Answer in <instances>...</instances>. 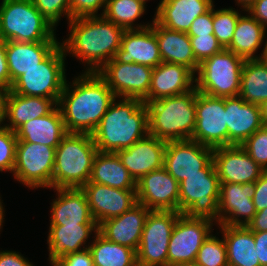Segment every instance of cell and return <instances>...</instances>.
I'll return each instance as SVG.
<instances>
[{"label": "cell", "instance_id": "obj_24", "mask_svg": "<svg viewBox=\"0 0 267 266\" xmlns=\"http://www.w3.org/2000/svg\"><path fill=\"white\" fill-rule=\"evenodd\" d=\"M51 204L50 226L98 225L81 188H56Z\"/></svg>", "mask_w": 267, "mask_h": 266}, {"label": "cell", "instance_id": "obj_43", "mask_svg": "<svg viewBox=\"0 0 267 266\" xmlns=\"http://www.w3.org/2000/svg\"><path fill=\"white\" fill-rule=\"evenodd\" d=\"M189 37L195 59L199 63L224 49L214 35H199Z\"/></svg>", "mask_w": 267, "mask_h": 266}, {"label": "cell", "instance_id": "obj_12", "mask_svg": "<svg viewBox=\"0 0 267 266\" xmlns=\"http://www.w3.org/2000/svg\"><path fill=\"white\" fill-rule=\"evenodd\" d=\"M213 151L193 140L167 142L164 168L178 183L193 174H211L215 170Z\"/></svg>", "mask_w": 267, "mask_h": 266}, {"label": "cell", "instance_id": "obj_23", "mask_svg": "<svg viewBox=\"0 0 267 266\" xmlns=\"http://www.w3.org/2000/svg\"><path fill=\"white\" fill-rule=\"evenodd\" d=\"M228 146L242 143L263 126L260 105L245 102L240 96L225 98Z\"/></svg>", "mask_w": 267, "mask_h": 266}, {"label": "cell", "instance_id": "obj_15", "mask_svg": "<svg viewBox=\"0 0 267 266\" xmlns=\"http://www.w3.org/2000/svg\"><path fill=\"white\" fill-rule=\"evenodd\" d=\"M190 140L213 149L228 146L225 98L209 96L196 89V122Z\"/></svg>", "mask_w": 267, "mask_h": 266}, {"label": "cell", "instance_id": "obj_10", "mask_svg": "<svg viewBox=\"0 0 267 266\" xmlns=\"http://www.w3.org/2000/svg\"><path fill=\"white\" fill-rule=\"evenodd\" d=\"M180 214L172 210H150L136 252L138 266H168V245Z\"/></svg>", "mask_w": 267, "mask_h": 266}, {"label": "cell", "instance_id": "obj_32", "mask_svg": "<svg viewBox=\"0 0 267 266\" xmlns=\"http://www.w3.org/2000/svg\"><path fill=\"white\" fill-rule=\"evenodd\" d=\"M57 107L50 98L19 95L11 92L7 101L5 127L15 132L20 126L35 118L48 115Z\"/></svg>", "mask_w": 267, "mask_h": 266}, {"label": "cell", "instance_id": "obj_26", "mask_svg": "<svg viewBox=\"0 0 267 266\" xmlns=\"http://www.w3.org/2000/svg\"><path fill=\"white\" fill-rule=\"evenodd\" d=\"M154 20L163 27L187 33L192 22L213 7V0H161Z\"/></svg>", "mask_w": 267, "mask_h": 266}, {"label": "cell", "instance_id": "obj_7", "mask_svg": "<svg viewBox=\"0 0 267 266\" xmlns=\"http://www.w3.org/2000/svg\"><path fill=\"white\" fill-rule=\"evenodd\" d=\"M244 61L226 48L204 59L195 77L197 91L220 98L239 96Z\"/></svg>", "mask_w": 267, "mask_h": 266}, {"label": "cell", "instance_id": "obj_48", "mask_svg": "<svg viewBox=\"0 0 267 266\" xmlns=\"http://www.w3.org/2000/svg\"><path fill=\"white\" fill-rule=\"evenodd\" d=\"M0 266H34L27 258L19 252L0 251Z\"/></svg>", "mask_w": 267, "mask_h": 266}, {"label": "cell", "instance_id": "obj_19", "mask_svg": "<svg viewBox=\"0 0 267 266\" xmlns=\"http://www.w3.org/2000/svg\"><path fill=\"white\" fill-rule=\"evenodd\" d=\"M254 192V183H220L217 225L246 226L256 214Z\"/></svg>", "mask_w": 267, "mask_h": 266}, {"label": "cell", "instance_id": "obj_33", "mask_svg": "<svg viewBox=\"0 0 267 266\" xmlns=\"http://www.w3.org/2000/svg\"><path fill=\"white\" fill-rule=\"evenodd\" d=\"M88 183L104 184L122 190H136L135 180L123 166L118 155L111 152H97Z\"/></svg>", "mask_w": 267, "mask_h": 266}, {"label": "cell", "instance_id": "obj_44", "mask_svg": "<svg viewBox=\"0 0 267 266\" xmlns=\"http://www.w3.org/2000/svg\"><path fill=\"white\" fill-rule=\"evenodd\" d=\"M107 0H70V20L73 18L96 16L98 10L103 8L104 14Z\"/></svg>", "mask_w": 267, "mask_h": 266}, {"label": "cell", "instance_id": "obj_3", "mask_svg": "<svg viewBox=\"0 0 267 266\" xmlns=\"http://www.w3.org/2000/svg\"><path fill=\"white\" fill-rule=\"evenodd\" d=\"M115 99L91 134L99 152L115 153L149 134L148 109L139 99Z\"/></svg>", "mask_w": 267, "mask_h": 266}, {"label": "cell", "instance_id": "obj_4", "mask_svg": "<svg viewBox=\"0 0 267 266\" xmlns=\"http://www.w3.org/2000/svg\"><path fill=\"white\" fill-rule=\"evenodd\" d=\"M145 104L150 135L165 142L191 139L196 122V87L189 92Z\"/></svg>", "mask_w": 267, "mask_h": 266}, {"label": "cell", "instance_id": "obj_37", "mask_svg": "<svg viewBox=\"0 0 267 266\" xmlns=\"http://www.w3.org/2000/svg\"><path fill=\"white\" fill-rule=\"evenodd\" d=\"M145 10L146 4L142 0H107L103 16L124 30L142 29L152 25H134L135 20L140 18Z\"/></svg>", "mask_w": 267, "mask_h": 266}, {"label": "cell", "instance_id": "obj_18", "mask_svg": "<svg viewBox=\"0 0 267 266\" xmlns=\"http://www.w3.org/2000/svg\"><path fill=\"white\" fill-rule=\"evenodd\" d=\"M81 189L98 225L122 215L138 203L136 190H122L99 183H87Z\"/></svg>", "mask_w": 267, "mask_h": 266}, {"label": "cell", "instance_id": "obj_29", "mask_svg": "<svg viewBox=\"0 0 267 266\" xmlns=\"http://www.w3.org/2000/svg\"><path fill=\"white\" fill-rule=\"evenodd\" d=\"M67 133L58 106L48 115L28 121L15 131L18 140L54 148L60 144Z\"/></svg>", "mask_w": 267, "mask_h": 266}, {"label": "cell", "instance_id": "obj_13", "mask_svg": "<svg viewBox=\"0 0 267 266\" xmlns=\"http://www.w3.org/2000/svg\"><path fill=\"white\" fill-rule=\"evenodd\" d=\"M213 221L180 214L168 245V266L194 263L202 243L212 233Z\"/></svg>", "mask_w": 267, "mask_h": 266}, {"label": "cell", "instance_id": "obj_6", "mask_svg": "<svg viewBox=\"0 0 267 266\" xmlns=\"http://www.w3.org/2000/svg\"><path fill=\"white\" fill-rule=\"evenodd\" d=\"M54 28L31 0L0 3V38L4 41H58Z\"/></svg>", "mask_w": 267, "mask_h": 266}, {"label": "cell", "instance_id": "obj_16", "mask_svg": "<svg viewBox=\"0 0 267 266\" xmlns=\"http://www.w3.org/2000/svg\"><path fill=\"white\" fill-rule=\"evenodd\" d=\"M137 201L150 210L179 212V183L164 167L136 182Z\"/></svg>", "mask_w": 267, "mask_h": 266}, {"label": "cell", "instance_id": "obj_58", "mask_svg": "<svg viewBox=\"0 0 267 266\" xmlns=\"http://www.w3.org/2000/svg\"><path fill=\"white\" fill-rule=\"evenodd\" d=\"M175 266H199L195 263H187V264H179V265H175Z\"/></svg>", "mask_w": 267, "mask_h": 266}, {"label": "cell", "instance_id": "obj_51", "mask_svg": "<svg viewBox=\"0 0 267 266\" xmlns=\"http://www.w3.org/2000/svg\"><path fill=\"white\" fill-rule=\"evenodd\" d=\"M0 87L10 89V75L6 58L5 41L0 38Z\"/></svg>", "mask_w": 267, "mask_h": 266}, {"label": "cell", "instance_id": "obj_17", "mask_svg": "<svg viewBox=\"0 0 267 266\" xmlns=\"http://www.w3.org/2000/svg\"><path fill=\"white\" fill-rule=\"evenodd\" d=\"M213 162L220 183H255L264 170L241 146L214 148Z\"/></svg>", "mask_w": 267, "mask_h": 266}, {"label": "cell", "instance_id": "obj_22", "mask_svg": "<svg viewBox=\"0 0 267 266\" xmlns=\"http://www.w3.org/2000/svg\"><path fill=\"white\" fill-rule=\"evenodd\" d=\"M150 209L140 203L118 217L102 221L98 232L107 240L137 252L144 224Z\"/></svg>", "mask_w": 267, "mask_h": 266}, {"label": "cell", "instance_id": "obj_8", "mask_svg": "<svg viewBox=\"0 0 267 266\" xmlns=\"http://www.w3.org/2000/svg\"><path fill=\"white\" fill-rule=\"evenodd\" d=\"M66 56L59 44L38 66L18 77L10 91L19 95L50 98L58 104L66 83Z\"/></svg>", "mask_w": 267, "mask_h": 266}, {"label": "cell", "instance_id": "obj_11", "mask_svg": "<svg viewBox=\"0 0 267 266\" xmlns=\"http://www.w3.org/2000/svg\"><path fill=\"white\" fill-rule=\"evenodd\" d=\"M56 148L17 140L13 176L30 189H53Z\"/></svg>", "mask_w": 267, "mask_h": 266}, {"label": "cell", "instance_id": "obj_5", "mask_svg": "<svg viewBox=\"0 0 267 266\" xmlns=\"http://www.w3.org/2000/svg\"><path fill=\"white\" fill-rule=\"evenodd\" d=\"M97 152L91 134L68 132L56 147L53 189L82 188L87 184Z\"/></svg>", "mask_w": 267, "mask_h": 266}, {"label": "cell", "instance_id": "obj_21", "mask_svg": "<svg viewBox=\"0 0 267 266\" xmlns=\"http://www.w3.org/2000/svg\"><path fill=\"white\" fill-rule=\"evenodd\" d=\"M114 59L121 63H138L152 68L162 63L154 33V19L149 27L125 30Z\"/></svg>", "mask_w": 267, "mask_h": 266}, {"label": "cell", "instance_id": "obj_53", "mask_svg": "<svg viewBox=\"0 0 267 266\" xmlns=\"http://www.w3.org/2000/svg\"><path fill=\"white\" fill-rule=\"evenodd\" d=\"M10 95V89L0 87V127H3V122L7 116V101Z\"/></svg>", "mask_w": 267, "mask_h": 266}, {"label": "cell", "instance_id": "obj_56", "mask_svg": "<svg viewBox=\"0 0 267 266\" xmlns=\"http://www.w3.org/2000/svg\"><path fill=\"white\" fill-rule=\"evenodd\" d=\"M2 203L3 202H1V199H0V229L2 228V225H3L4 213H5Z\"/></svg>", "mask_w": 267, "mask_h": 266}, {"label": "cell", "instance_id": "obj_34", "mask_svg": "<svg viewBox=\"0 0 267 266\" xmlns=\"http://www.w3.org/2000/svg\"><path fill=\"white\" fill-rule=\"evenodd\" d=\"M266 29L250 14L238 18V22L230 45L226 48L244 60L262 59L254 55L263 44Z\"/></svg>", "mask_w": 267, "mask_h": 266}, {"label": "cell", "instance_id": "obj_42", "mask_svg": "<svg viewBox=\"0 0 267 266\" xmlns=\"http://www.w3.org/2000/svg\"><path fill=\"white\" fill-rule=\"evenodd\" d=\"M36 9L47 19V21L57 26L62 15L70 21V0H31Z\"/></svg>", "mask_w": 267, "mask_h": 266}, {"label": "cell", "instance_id": "obj_1", "mask_svg": "<svg viewBox=\"0 0 267 266\" xmlns=\"http://www.w3.org/2000/svg\"><path fill=\"white\" fill-rule=\"evenodd\" d=\"M116 98L97 72L84 71L72 85L66 80L57 106L67 132L92 134Z\"/></svg>", "mask_w": 267, "mask_h": 266}, {"label": "cell", "instance_id": "obj_38", "mask_svg": "<svg viewBox=\"0 0 267 266\" xmlns=\"http://www.w3.org/2000/svg\"><path fill=\"white\" fill-rule=\"evenodd\" d=\"M214 6L215 5H213V34L222 47L227 48L232 41L238 18L241 14L232 7L215 10Z\"/></svg>", "mask_w": 267, "mask_h": 266}, {"label": "cell", "instance_id": "obj_25", "mask_svg": "<svg viewBox=\"0 0 267 266\" xmlns=\"http://www.w3.org/2000/svg\"><path fill=\"white\" fill-rule=\"evenodd\" d=\"M195 74L186 66L162 62L152 70L148 102L191 91Z\"/></svg>", "mask_w": 267, "mask_h": 266}, {"label": "cell", "instance_id": "obj_45", "mask_svg": "<svg viewBox=\"0 0 267 266\" xmlns=\"http://www.w3.org/2000/svg\"><path fill=\"white\" fill-rule=\"evenodd\" d=\"M52 266H94L89 249L68 253L58 258Z\"/></svg>", "mask_w": 267, "mask_h": 266}, {"label": "cell", "instance_id": "obj_28", "mask_svg": "<svg viewBox=\"0 0 267 266\" xmlns=\"http://www.w3.org/2000/svg\"><path fill=\"white\" fill-rule=\"evenodd\" d=\"M154 33L162 62L184 65L194 74L197 73L200 63L195 59L187 33L167 29L155 20Z\"/></svg>", "mask_w": 267, "mask_h": 266}, {"label": "cell", "instance_id": "obj_2", "mask_svg": "<svg viewBox=\"0 0 267 266\" xmlns=\"http://www.w3.org/2000/svg\"><path fill=\"white\" fill-rule=\"evenodd\" d=\"M69 37L60 42L65 54L88 64L86 72H98L114 58L121 45L123 28L103 15L73 18L69 22Z\"/></svg>", "mask_w": 267, "mask_h": 266}, {"label": "cell", "instance_id": "obj_35", "mask_svg": "<svg viewBox=\"0 0 267 266\" xmlns=\"http://www.w3.org/2000/svg\"><path fill=\"white\" fill-rule=\"evenodd\" d=\"M239 96L257 105L267 100V61L264 58L244 61Z\"/></svg>", "mask_w": 267, "mask_h": 266}, {"label": "cell", "instance_id": "obj_54", "mask_svg": "<svg viewBox=\"0 0 267 266\" xmlns=\"http://www.w3.org/2000/svg\"><path fill=\"white\" fill-rule=\"evenodd\" d=\"M260 108L263 125H267V100L260 105Z\"/></svg>", "mask_w": 267, "mask_h": 266}, {"label": "cell", "instance_id": "obj_20", "mask_svg": "<svg viewBox=\"0 0 267 266\" xmlns=\"http://www.w3.org/2000/svg\"><path fill=\"white\" fill-rule=\"evenodd\" d=\"M167 142L148 134L131 147L115 152L131 177L138 182L144 175L164 167Z\"/></svg>", "mask_w": 267, "mask_h": 266}, {"label": "cell", "instance_id": "obj_9", "mask_svg": "<svg viewBox=\"0 0 267 266\" xmlns=\"http://www.w3.org/2000/svg\"><path fill=\"white\" fill-rule=\"evenodd\" d=\"M220 182L216 170L193 174L179 183V213L218 222Z\"/></svg>", "mask_w": 267, "mask_h": 266}, {"label": "cell", "instance_id": "obj_31", "mask_svg": "<svg viewBox=\"0 0 267 266\" xmlns=\"http://www.w3.org/2000/svg\"><path fill=\"white\" fill-rule=\"evenodd\" d=\"M226 245L228 266H260L254 232L246 226L220 225Z\"/></svg>", "mask_w": 267, "mask_h": 266}, {"label": "cell", "instance_id": "obj_40", "mask_svg": "<svg viewBox=\"0 0 267 266\" xmlns=\"http://www.w3.org/2000/svg\"><path fill=\"white\" fill-rule=\"evenodd\" d=\"M248 155L267 171V125H263L241 145Z\"/></svg>", "mask_w": 267, "mask_h": 266}, {"label": "cell", "instance_id": "obj_14", "mask_svg": "<svg viewBox=\"0 0 267 266\" xmlns=\"http://www.w3.org/2000/svg\"><path fill=\"white\" fill-rule=\"evenodd\" d=\"M152 67L138 63H121L114 58L97 73L106 81L117 98L139 99L148 103Z\"/></svg>", "mask_w": 267, "mask_h": 266}, {"label": "cell", "instance_id": "obj_52", "mask_svg": "<svg viewBox=\"0 0 267 266\" xmlns=\"http://www.w3.org/2000/svg\"><path fill=\"white\" fill-rule=\"evenodd\" d=\"M246 227L253 232L267 231V208L256 212Z\"/></svg>", "mask_w": 267, "mask_h": 266}, {"label": "cell", "instance_id": "obj_30", "mask_svg": "<svg viewBox=\"0 0 267 266\" xmlns=\"http://www.w3.org/2000/svg\"><path fill=\"white\" fill-rule=\"evenodd\" d=\"M92 231L96 234L98 225L50 226L47 240L50 264L63 255L87 249L89 243L85 244Z\"/></svg>", "mask_w": 267, "mask_h": 266}, {"label": "cell", "instance_id": "obj_41", "mask_svg": "<svg viewBox=\"0 0 267 266\" xmlns=\"http://www.w3.org/2000/svg\"><path fill=\"white\" fill-rule=\"evenodd\" d=\"M17 140L15 132L5 126L0 127V172L13 173Z\"/></svg>", "mask_w": 267, "mask_h": 266}, {"label": "cell", "instance_id": "obj_50", "mask_svg": "<svg viewBox=\"0 0 267 266\" xmlns=\"http://www.w3.org/2000/svg\"><path fill=\"white\" fill-rule=\"evenodd\" d=\"M254 240L260 266H267V231L254 232Z\"/></svg>", "mask_w": 267, "mask_h": 266}, {"label": "cell", "instance_id": "obj_36", "mask_svg": "<svg viewBox=\"0 0 267 266\" xmlns=\"http://www.w3.org/2000/svg\"><path fill=\"white\" fill-rule=\"evenodd\" d=\"M88 247L94 266H138L136 251L107 240L99 232Z\"/></svg>", "mask_w": 267, "mask_h": 266}, {"label": "cell", "instance_id": "obj_47", "mask_svg": "<svg viewBox=\"0 0 267 266\" xmlns=\"http://www.w3.org/2000/svg\"><path fill=\"white\" fill-rule=\"evenodd\" d=\"M255 192L252 197L256 212L267 208V171H264L254 183Z\"/></svg>", "mask_w": 267, "mask_h": 266}, {"label": "cell", "instance_id": "obj_39", "mask_svg": "<svg viewBox=\"0 0 267 266\" xmlns=\"http://www.w3.org/2000/svg\"><path fill=\"white\" fill-rule=\"evenodd\" d=\"M195 264L199 266H228L226 245L222 239L215 235L210 236L202 243Z\"/></svg>", "mask_w": 267, "mask_h": 266}, {"label": "cell", "instance_id": "obj_57", "mask_svg": "<svg viewBox=\"0 0 267 266\" xmlns=\"http://www.w3.org/2000/svg\"><path fill=\"white\" fill-rule=\"evenodd\" d=\"M261 56H262V58H264L267 61V41H265V45L263 47Z\"/></svg>", "mask_w": 267, "mask_h": 266}, {"label": "cell", "instance_id": "obj_49", "mask_svg": "<svg viewBox=\"0 0 267 266\" xmlns=\"http://www.w3.org/2000/svg\"><path fill=\"white\" fill-rule=\"evenodd\" d=\"M246 12L267 28V0H256Z\"/></svg>", "mask_w": 267, "mask_h": 266}, {"label": "cell", "instance_id": "obj_55", "mask_svg": "<svg viewBox=\"0 0 267 266\" xmlns=\"http://www.w3.org/2000/svg\"><path fill=\"white\" fill-rule=\"evenodd\" d=\"M243 9L242 11H246L256 0H235Z\"/></svg>", "mask_w": 267, "mask_h": 266}, {"label": "cell", "instance_id": "obj_46", "mask_svg": "<svg viewBox=\"0 0 267 266\" xmlns=\"http://www.w3.org/2000/svg\"><path fill=\"white\" fill-rule=\"evenodd\" d=\"M213 7L203 15L198 16L188 30V36L214 35Z\"/></svg>", "mask_w": 267, "mask_h": 266}, {"label": "cell", "instance_id": "obj_27", "mask_svg": "<svg viewBox=\"0 0 267 266\" xmlns=\"http://www.w3.org/2000/svg\"><path fill=\"white\" fill-rule=\"evenodd\" d=\"M58 41H5V51L12 83L27 70L38 66L58 45Z\"/></svg>", "mask_w": 267, "mask_h": 266}]
</instances>
